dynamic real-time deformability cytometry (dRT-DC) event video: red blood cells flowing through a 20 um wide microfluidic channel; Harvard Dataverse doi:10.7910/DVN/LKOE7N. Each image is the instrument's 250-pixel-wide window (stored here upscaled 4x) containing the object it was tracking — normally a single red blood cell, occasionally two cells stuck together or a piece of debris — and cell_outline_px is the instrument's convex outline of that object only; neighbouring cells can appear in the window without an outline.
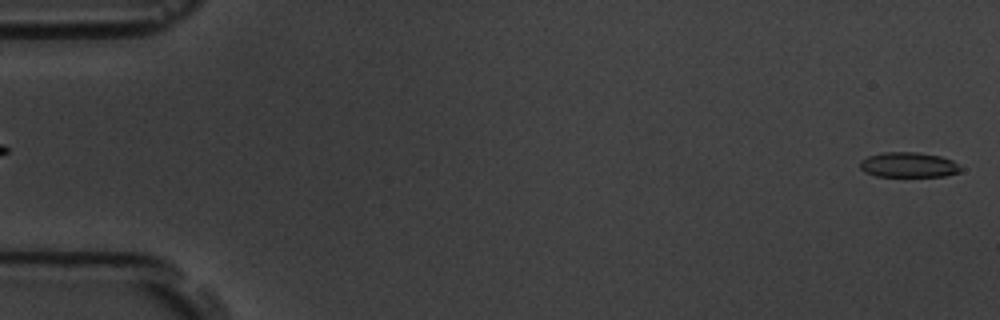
{"species": "common noctule bat (a hibernating species)", "species_latin": "Nyctalus noctula", "temperature_condition": "room temperature", "stored_images_in_passage": 6, "segment_of_instrument_passage": [2, 2], "camera_frame_rate_fps": 3000, "um_per_image_px": 0.085, "animal": {"sex": "male", "body_mass_g": 19.5, "forearm_length_mm": 54.6}, "frame": {"image": 1, "passage_image": 6, "time_ms": 5.667, "image_size_px": [1000, 320], "cell_outline_px": [[964, 168], [960, 172], [944, 176], [876, 176], [864, 172], [860, 168], [860, 160], [868, 156], [880, 152], [920, 152], [940, 156], [952, 160]], "centroid_in_image_um": [77.23, 14.0], "position_along_channel_um": 7.8, "area_um2": 14.91}}